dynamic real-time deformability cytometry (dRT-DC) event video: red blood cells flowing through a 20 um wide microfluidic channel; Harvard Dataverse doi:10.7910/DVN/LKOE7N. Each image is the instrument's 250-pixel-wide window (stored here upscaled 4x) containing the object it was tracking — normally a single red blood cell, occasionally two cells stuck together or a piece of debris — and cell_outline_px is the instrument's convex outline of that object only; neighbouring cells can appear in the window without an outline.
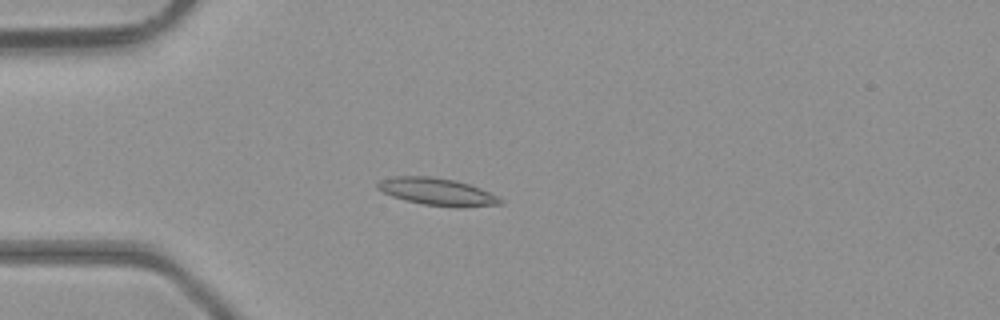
{"species": "common noctule bat (a hibernating species)", "species_latin": "Nyctalus noctula", "temperature_condition": "room temperature", "stored_images_in_passage": 39, "camera_frame_rate_fps": 3000, "um_per_image_px": 0.085, "animal": {"sex": "male", "body_mass_g": 23.1, "forearm_length_mm": 52.7}, "frame": {"image": 1, "passage_image": 5, "time_ms": 1.333, "image_size_px": [1000, 320], "cell_outline_px": [[504, 204], [464, 208], [456, 208], [424, 204], [404, 200], [392, 196], [376, 188], [376, 184], [380, 180], [392, 176], [432, 176], [456, 180], [480, 188], [504, 200]], "centroid_in_image_um": [37.18, 16.3], "position_along_channel_um": 47.8, "area_um2": 19.77}}
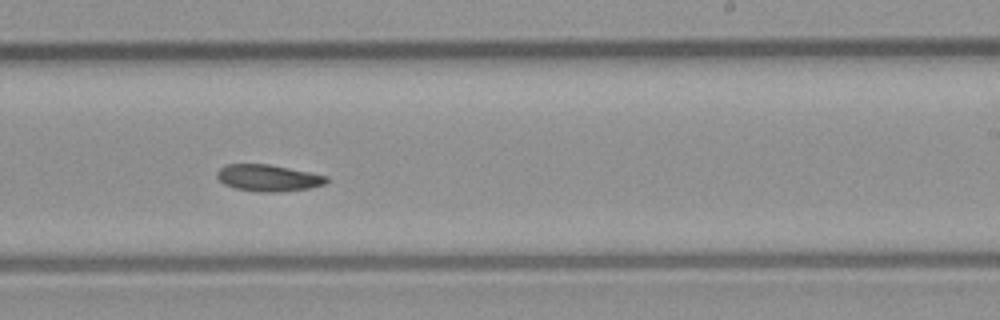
{"frame": {"image": 2, "passage_image": 21, "time_ms": 6.667, "image_size_px": [1000, 320], "cell_outline_px": [[328, 180], [324, 184], [308, 188], [280, 192], [260, 192], [236, 188], [224, 184], [216, 176], [216, 172], [224, 164], [268, 164], [328, 176]], "centroid_in_image_um": [22.76, 15.12], "position_along_channel_um": 266.2, "area_um2": 16.88}}
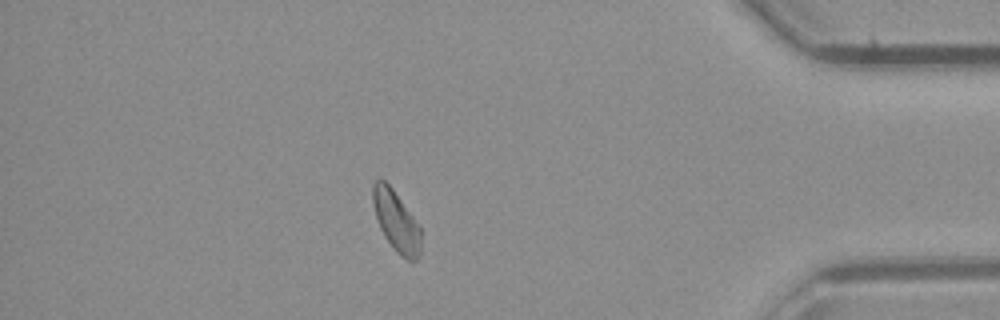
{"frame": {"image": 3, "passage_image": 33, "time_ms": 10.667, "image_size_px": [1000, 320], "cell_outline_px": [[420, 256], [416, 260], [408, 260], [396, 252], [384, 236], [380, 228], [372, 204], [372, 184], [376, 180], [384, 180], [392, 188], [412, 216], [420, 228]], "centroid_in_image_um": [33.65, 18.8], "position_along_channel_um": 401.5, "area_um2": 16.7}}